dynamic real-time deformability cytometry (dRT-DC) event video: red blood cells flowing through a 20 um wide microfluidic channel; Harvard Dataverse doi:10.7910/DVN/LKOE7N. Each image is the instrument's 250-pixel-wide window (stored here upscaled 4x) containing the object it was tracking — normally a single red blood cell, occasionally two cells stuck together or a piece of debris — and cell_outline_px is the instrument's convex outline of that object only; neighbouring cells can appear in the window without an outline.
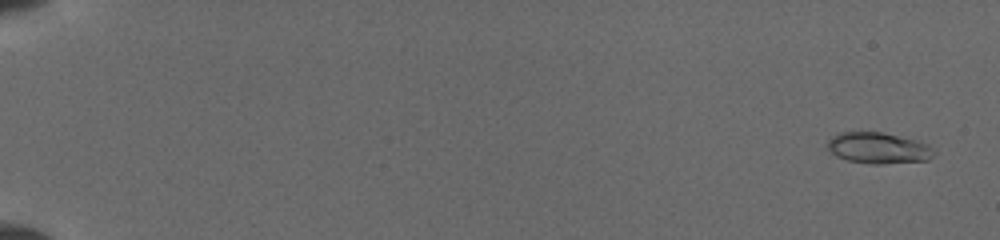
{"species": "common noctule bat (a hibernating species)", "species_latin": "Nyctalus noctula", "temperature_condition": "cold", "stored_images_in_passage": 49, "camera_frame_rate_fps": 3000, "um_per_image_px": 0.085, "animal": {"sex": "female", "body_mass_g": 19.5, "forearm_length_mm": 54.1}, "frame": {"image": 1, "passage_image": 2, "time_ms": 0.667, "image_size_px": [1000, 240], "cell_outline_px": [[936, 152], [928, 160], [880, 164], [872, 164], [848, 160], [836, 156], [828, 148], [828, 140], [836, 132], [884, 132], [928, 144]], "centroid_in_image_um": [74.64, 12.58], "position_along_channel_um": 10.4, "area_um2": 19.19}}
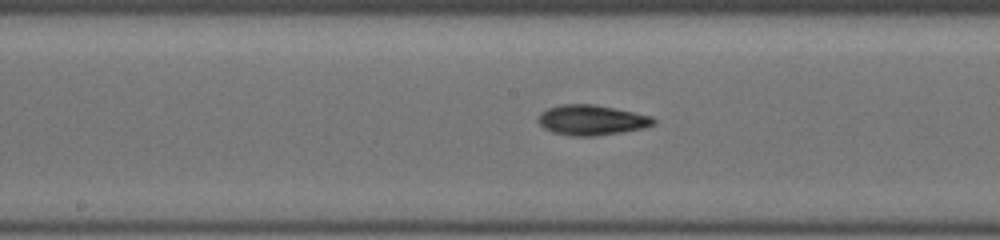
{"frame": {"image": 2, "passage_image": 25, "time_ms": 10.0, "image_size_px": [1000, 240], "cell_outline_px": [[656, 124], [644, 128], [596, 136], [572, 136], [552, 132], [544, 128], [536, 120], [540, 112], [548, 108], [560, 104], [596, 104], [652, 116], [656, 120]], "centroid_in_image_um": [50.27, 10.2], "position_along_channel_um": 197.9, "area_um2": 20.46}}
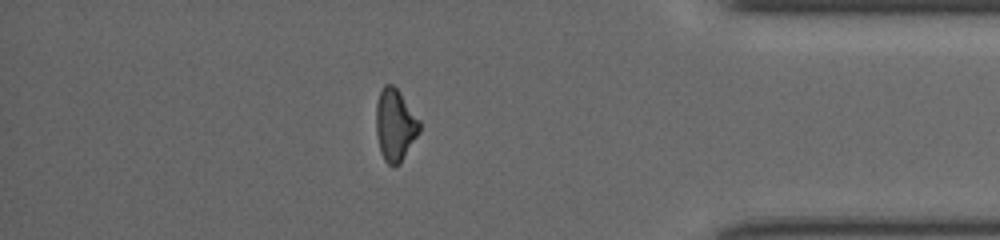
{"frame": {"image": 3, "passage_image": 43, "time_ms": 15.667, "image_size_px": [1000, 240], "cell_outline_px": [[420, 132], [400, 164], [392, 168], [384, 160], [380, 152], [376, 132], [376, 104], [380, 92], [384, 84], [392, 84], [400, 92], [420, 120]], "centroid_in_image_um": [33.58, 10.65], "position_along_channel_um": 401.6, "area_um2": 18.44}}